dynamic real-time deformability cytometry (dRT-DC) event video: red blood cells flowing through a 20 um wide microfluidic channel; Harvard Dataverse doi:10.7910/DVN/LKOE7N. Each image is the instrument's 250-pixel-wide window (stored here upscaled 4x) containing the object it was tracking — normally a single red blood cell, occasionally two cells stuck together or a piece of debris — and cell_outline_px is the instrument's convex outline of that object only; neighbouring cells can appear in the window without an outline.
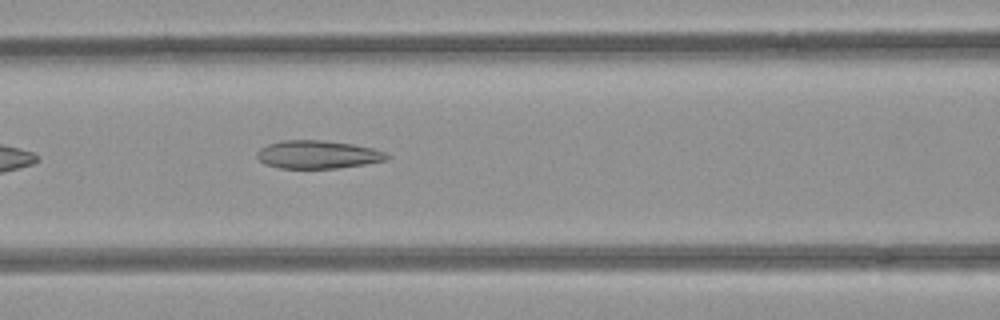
{"species": "common noctule bat (a hibernating species)", "species_latin": "Nyctalus noctula", "temperature_condition": "room temperature", "stored_images_in_passage": 4, "camera_frame_rate_fps": 3000, "um_per_image_px": 0.085, "animal": {"sex": "female", "body_mass_g": 21.9}, "frame": {"image": 1, "passage_image": 4, "time_ms": 1.0, "image_size_px": [1000, 320], "cell_outline_px": [[392, 156], [388, 160], [364, 164], [336, 168], [280, 168], [264, 164], [256, 156], [256, 152], [260, 148], [268, 144], [284, 140], [324, 140], [352, 144], [372, 148], [384, 152]], "centroid_in_image_um": [27.01, 13.13], "position_along_channel_um": 139.6, "area_um2": 21.27}}